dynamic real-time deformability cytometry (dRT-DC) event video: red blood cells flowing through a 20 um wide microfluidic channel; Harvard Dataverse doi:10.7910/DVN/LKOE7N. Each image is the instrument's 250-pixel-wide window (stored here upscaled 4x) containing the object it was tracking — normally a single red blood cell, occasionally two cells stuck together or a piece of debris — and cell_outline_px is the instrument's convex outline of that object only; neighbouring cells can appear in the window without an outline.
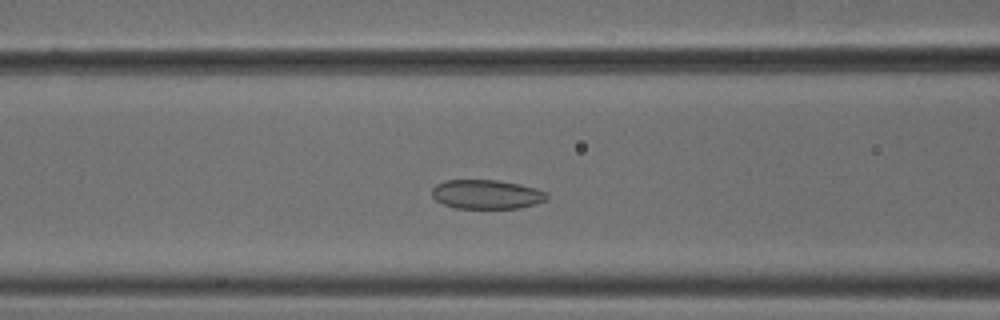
{"species": "common noctule bat (a hibernating species)", "species_latin": "Nyctalus noctula", "temperature_condition": "cold", "stored_images_in_passage": 48, "camera_frame_rate_fps": 3000, "um_per_image_px": 0.085, "animal": {"sex": "male", "body_mass_g": 18.8}, "frame": {"image": 1, "passage_image": 17, "time_ms": 5.333, "image_size_px": [1000, 320], "cell_outline_px": [[548, 196], [544, 200], [536, 204], [520, 208], [456, 208], [444, 204], [436, 200], [432, 196], [432, 188], [436, 184], [444, 180], [496, 180], [520, 184], [536, 188], [548, 192]], "centroid_in_image_um": [41.36, 16.51], "position_along_channel_um": 125.2, "area_um2": 19.59}}
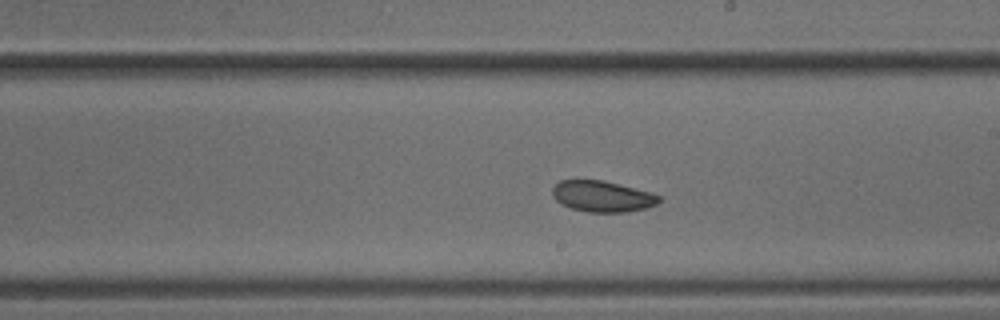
{"frame": {"image": 2, "passage_image": 26, "time_ms": 8.333, "image_size_px": [1000, 320], "cell_outline_px": [[660, 200], [656, 204], [648, 208], [624, 212], [588, 212], [572, 208], [560, 204], [552, 196], [552, 188], [560, 180], [604, 180], [652, 192], [660, 196]], "centroid_in_image_um": [51.2, 16.68], "position_along_channel_um": 237.8, "area_um2": 19.42}}
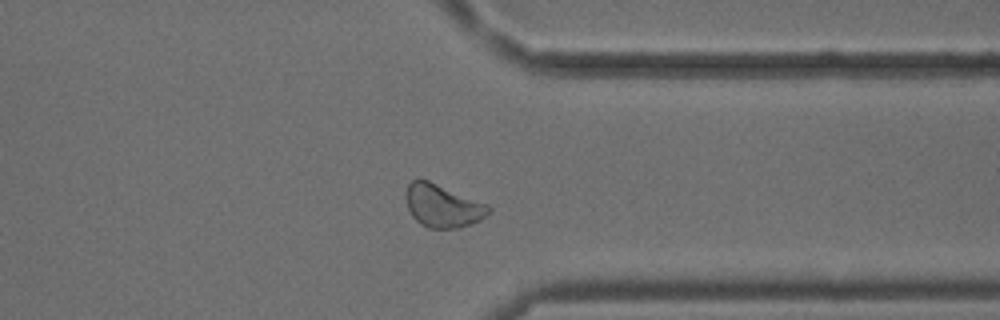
{"frame": {"image": 3, "passage_image": 37, "time_ms": 12.0, "image_size_px": [1000, 320], "cell_outline_px": [[492, 212], [480, 220], [472, 224], [460, 228], [428, 228], [420, 224], [412, 216], [408, 208], [404, 196], [404, 192], [408, 184], [412, 180], [428, 180], [488, 204], [492, 208]], "centroid_in_image_um": [37.63, 17.5], "position_along_channel_um": 373.8, "area_um2": 20.92}}